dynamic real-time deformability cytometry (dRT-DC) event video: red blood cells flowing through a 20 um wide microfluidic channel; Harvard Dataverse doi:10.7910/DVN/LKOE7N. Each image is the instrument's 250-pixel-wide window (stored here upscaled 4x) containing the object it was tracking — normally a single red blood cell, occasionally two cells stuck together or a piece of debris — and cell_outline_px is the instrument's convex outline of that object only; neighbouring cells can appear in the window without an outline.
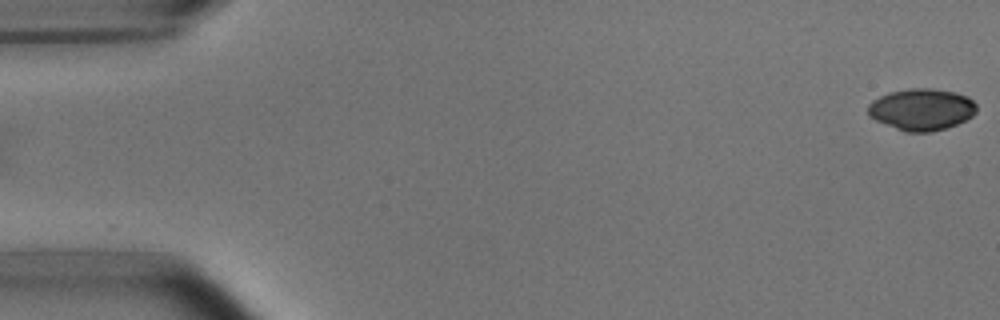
{"species": "common noctule bat (a hibernating species)", "species_latin": "Nyctalus noctula", "temperature_condition": "room temperature", "stored_images_in_passage": 7, "camera_frame_rate_fps": 3000, "um_per_image_px": 0.085, "animal": {"sex": "male", "body_mass_g": 15.6}, "frame": {"image": 1, "passage_image": 1, "time_ms": 0.0, "image_size_px": [1000, 320], "cell_outline_px": [[976, 112], [972, 116], [956, 124], [932, 132], [904, 132], [876, 120], [868, 116], [868, 104], [872, 100], [888, 92], [908, 88], [932, 88], [956, 92], [968, 96], [976, 104]], "centroid_in_image_um": [78.32, 9.29], "position_along_channel_um": 6.7, "area_um2": 26.53}}